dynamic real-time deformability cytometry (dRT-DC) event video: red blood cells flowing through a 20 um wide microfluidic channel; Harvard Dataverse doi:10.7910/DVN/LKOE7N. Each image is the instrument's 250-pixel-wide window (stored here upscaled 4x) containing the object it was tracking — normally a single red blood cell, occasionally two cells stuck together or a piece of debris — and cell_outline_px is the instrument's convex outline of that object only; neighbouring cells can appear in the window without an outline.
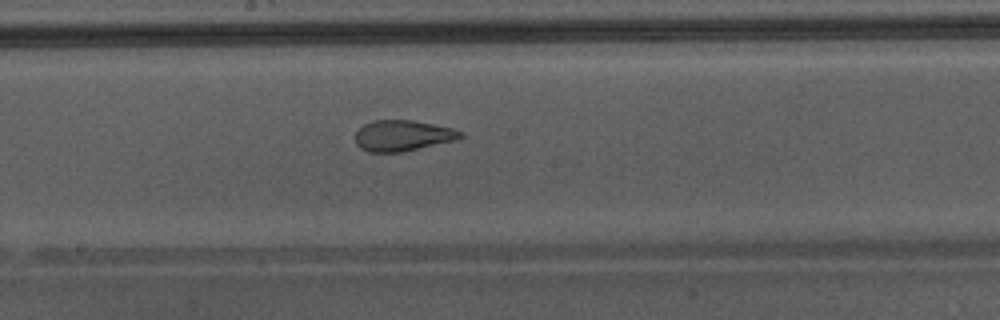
{"species": "Egyptian fruit bat (a non-hibernating species)", "species_latin": "Rousettus aegyptiacus", "temperature_condition": "warm", "stored_images_in_passage": 38, "camera_frame_rate_fps": 3000, "um_per_image_px": 0.085, "animal": {"sex": "male"}, "frame": {"image": 1, "passage_image": 17, "time_ms": 5.333, "image_size_px": [1000, 320], "cell_outline_px": [[464, 136], [460, 140], [404, 152], [368, 152], [360, 148], [356, 144], [356, 132], [364, 124], [372, 120], [412, 120], [452, 128], [464, 132]], "centroid_in_image_um": [34.28, 11.54], "position_along_channel_um": 213.9, "area_um2": 19.25}, "authors_computed_cell_mechanics": {"area_um2": 21.8773, "velocity_mm_per_s": 4.3825, "shape_relaxation_time_tau1_ms": null, "shape_relaxation_time_tau2_ms": 0.9544, "deformation_change_tau1": null, "deformation_change_tau2": 0.085}}